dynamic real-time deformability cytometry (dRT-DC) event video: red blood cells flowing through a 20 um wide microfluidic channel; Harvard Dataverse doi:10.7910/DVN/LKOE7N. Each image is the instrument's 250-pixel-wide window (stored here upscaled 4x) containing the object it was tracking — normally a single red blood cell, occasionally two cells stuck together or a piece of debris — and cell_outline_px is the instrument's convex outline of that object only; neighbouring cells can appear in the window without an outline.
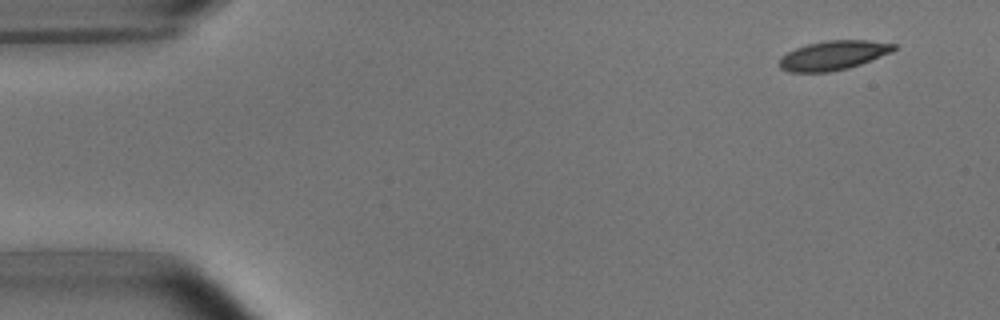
{"species": "common noctule bat (a hibernating species)", "species_latin": "Nyctalus noctula", "temperature_condition": "room temperature", "stored_images_in_passage": 4, "camera_frame_rate_fps": 3000, "um_per_image_px": 0.085, "animal": {"sex": "male", "body_mass_g": 15.6}, "frame": {"image": 1, "passage_image": 1, "time_ms": 0.0, "image_size_px": [1000, 320], "cell_outline_px": [[896, 48], [892, 52], [860, 64], [848, 68], [828, 72], [788, 72], [780, 68], [780, 56], [796, 48], [808, 44], [828, 40], [868, 40], [896, 44]], "centroid_in_image_um": [70.82, 4.7], "position_along_channel_um": 14.2, "area_um2": 19.42}}
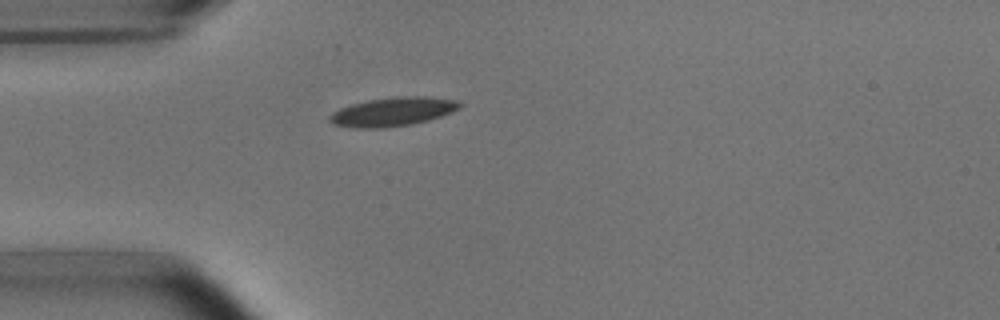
{"frame": {"image": 2, "passage_image": 4, "time_ms": 3.667, "image_size_px": [1000, 320], "cell_outline_px": [[464, 104], [460, 108], [452, 112], [428, 120], [412, 124], [384, 128], [352, 128], [332, 124], [328, 120], [328, 116], [332, 112], [340, 108], [352, 104], [368, 100], [396, 96], [432, 96], [460, 100]], "centroid_in_image_um": [33.41, 9.49], "position_along_channel_um": 51.6, "area_um2": 22.25}}